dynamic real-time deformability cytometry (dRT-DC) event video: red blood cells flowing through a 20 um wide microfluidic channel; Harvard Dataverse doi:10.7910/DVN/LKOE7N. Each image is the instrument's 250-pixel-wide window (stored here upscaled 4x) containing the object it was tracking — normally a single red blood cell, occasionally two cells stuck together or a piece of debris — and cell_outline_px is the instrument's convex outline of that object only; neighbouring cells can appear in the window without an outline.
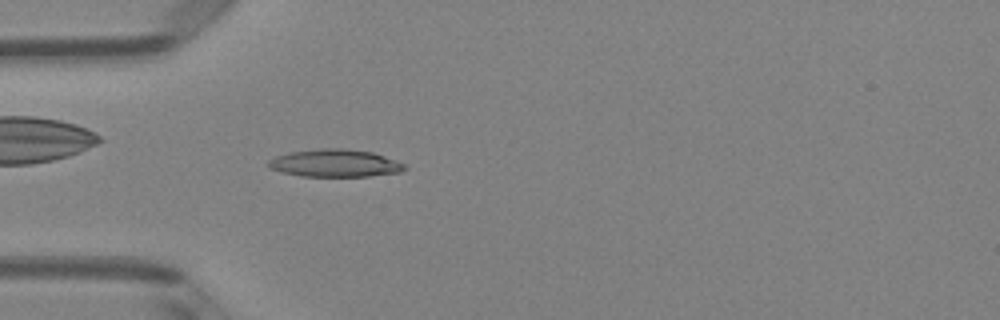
{"species": "Egyptian fruit bat (a non-hibernating species)", "species_latin": "Rousettus aegyptiacus", "temperature_condition": "room temperature", "stored_images_in_passage": 49, "camera_frame_rate_fps": 3000, "um_per_image_px": 0.085, "animal": {"sex": "female"}, "frame": {"image": 1, "passage_image": 14, "time_ms": 4.333, "image_size_px": [1000, 320], "cell_outline_px": [[408, 168], [400, 172], [368, 176], [300, 176], [280, 172], [268, 168], [268, 160], [276, 156], [292, 152], [320, 148], [344, 148], [372, 152], [396, 160], [404, 164]], "centroid_in_image_um": [28.46, 13.87], "position_along_channel_um": 56.5, "area_um2": 21.91}}
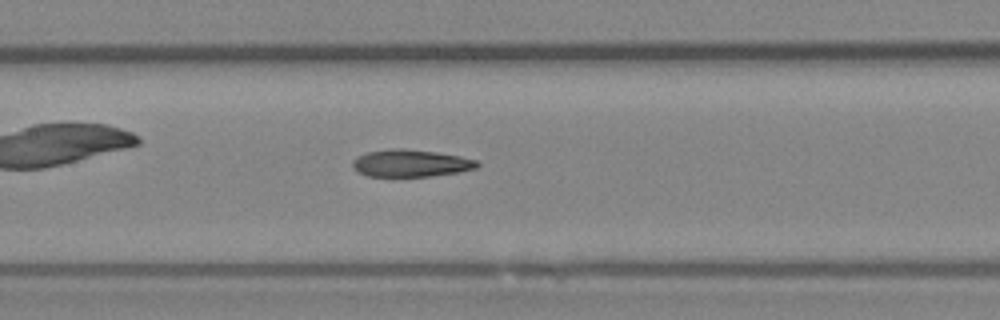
{"frame": {"image": 2, "passage_image": 23, "time_ms": 7.333, "image_size_px": [1000, 320], "cell_outline_px": [[480, 164], [476, 168], [456, 172], [428, 176], [368, 176], [356, 172], [352, 168], [352, 160], [356, 156], [368, 152], [388, 148], [404, 148], [436, 152], [460, 156], [476, 160]], "centroid_in_image_um": [34.84, 13.86], "position_along_channel_um": 172.6, "area_um2": 19.83}}
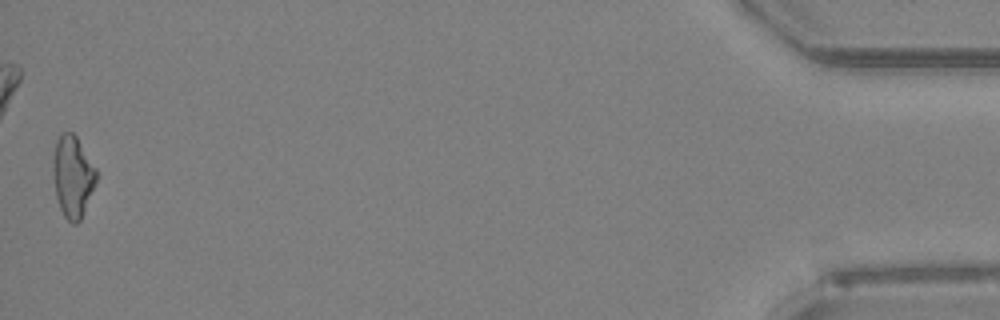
{"frame": {"image": 3, "passage_image": 49, "time_ms": 16.0, "image_size_px": [1000, 320], "cell_outline_px": [[96, 180], [80, 220], [76, 224], [72, 224], [64, 216], [60, 208], [56, 196], [52, 176], [52, 156], [56, 140], [64, 132], [72, 132], [76, 136], [96, 168]], "centroid_in_image_um": [6.14, 14.98], "position_along_channel_um": 429.1, "area_um2": 20.46}, "authors_computed_cell_mechanics": {"area_um2": 20.519, "velocity_mm_per_s": 4.0391, "shape_relaxation_time_tau1_ms": null, "shape_relaxation_time_tau2_ms": 4.0957, "deformation_change_tau1": null, "deformation_change_tau2": 0.1363}}